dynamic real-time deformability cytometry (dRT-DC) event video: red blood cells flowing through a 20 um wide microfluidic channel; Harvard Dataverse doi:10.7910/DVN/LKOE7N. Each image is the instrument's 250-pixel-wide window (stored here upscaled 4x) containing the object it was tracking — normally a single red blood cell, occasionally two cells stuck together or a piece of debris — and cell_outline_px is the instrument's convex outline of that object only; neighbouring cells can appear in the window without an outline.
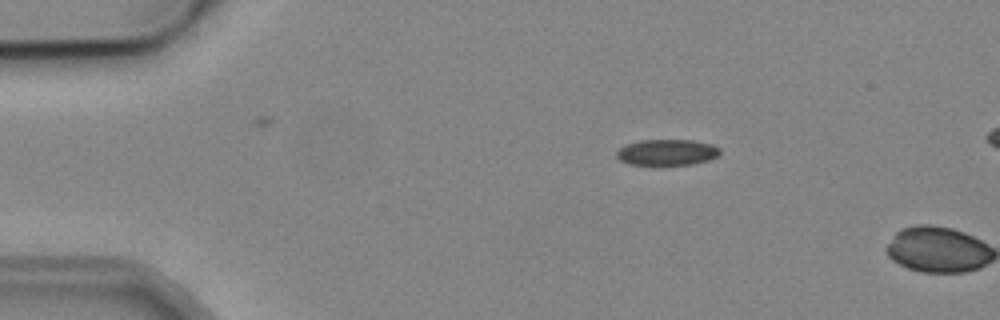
{"species": "common noctule bat (a hibernating species)", "species_latin": "Nyctalus noctula", "temperature_condition": "cold", "stored_images_in_passage": 4, "camera_frame_rate_fps": 3000, "um_per_image_px": 0.085, "animal": {"sex": "male", "body_mass_g": 19.2, "forearm_length_mm": 51.8}, "frame": {"image": 1, "passage_image": 3, "time_ms": 2.333, "image_size_px": [1000, 320], "cell_outline_px": [[720, 152], [716, 156], [708, 160], [692, 164], [628, 164], [620, 160], [616, 156], [616, 152], [624, 144], [640, 140], [692, 140], [712, 144], [720, 148]], "centroid_in_image_um": [56.67, 12.93], "position_along_channel_um": 28.3, "area_um2": 15.55}}